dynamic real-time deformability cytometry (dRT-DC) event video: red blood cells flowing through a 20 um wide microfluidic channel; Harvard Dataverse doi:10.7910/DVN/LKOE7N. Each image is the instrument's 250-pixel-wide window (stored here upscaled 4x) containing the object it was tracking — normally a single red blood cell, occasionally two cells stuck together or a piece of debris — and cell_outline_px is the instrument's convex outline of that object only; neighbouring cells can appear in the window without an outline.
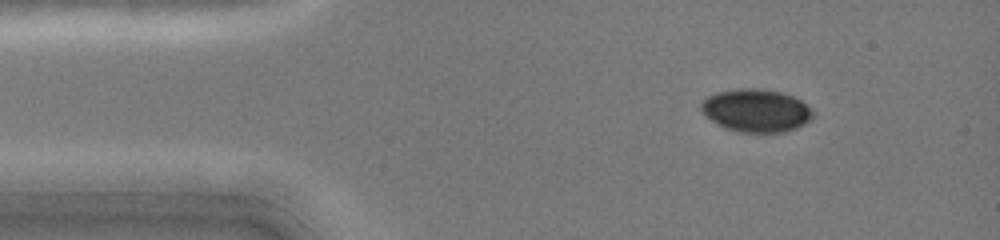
{"species": "common noctule bat (a hibernating species)", "species_latin": "Nyctalus noctula", "temperature_condition": "cold", "stored_images_in_passage": 46, "camera_frame_rate_fps": 3000, "um_per_image_px": 0.085, "animal": {"sex": "female", "body_mass_g": 19.0, "forearm_length_mm": 51.5}, "frame": {"image": 1, "passage_image": 6, "time_ms": 1.667, "image_size_px": [1000, 240], "cell_outline_px": [[812, 120], [796, 128], [784, 132], [736, 132], [724, 128], [712, 120], [700, 108], [700, 104], [708, 96], [716, 92], [740, 88], [760, 88], [780, 92], [792, 96], [800, 100], [812, 112]], "centroid_in_image_um": [64.26, 9.39], "position_along_channel_um": 20.7, "area_um2": 27.74}}
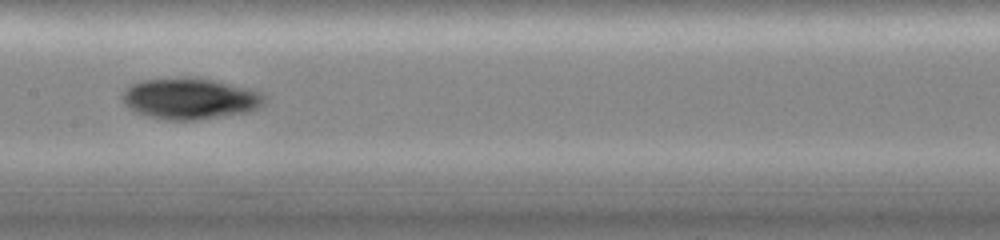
{"frame": {"image": 2, "passage_image": 23, "time_ms": 7.333, "image_size_px": [1000, 240], "cell_outline_px": [[264, 100], [256, 108], [248, 112], [196, 120], [164, 120], [148, 116], [136, 112], [124, 100], [124, 92], [132, 84], [140, 80], [184, 76], [188, 76], [212, 80], [248, 88], [264, 92]], "centroid_in_image_um": [16.17, 8.37], "position_along_channel_um": 191.2, "area_um2": 33.81}}
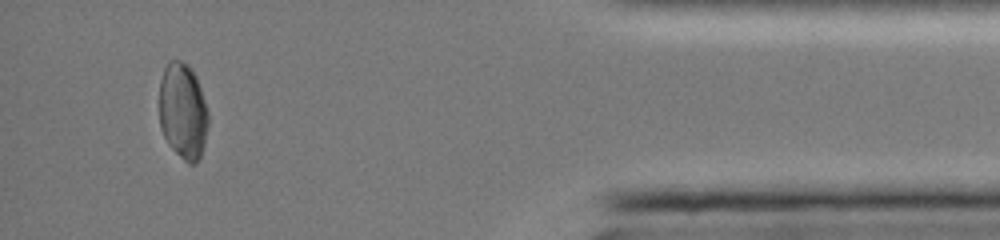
{"frame": {"image": 3, "passage_image": 43, "time_ms": 14.0, "image_size_px": [1000, 240], "cell_outline_px": [[208, 124], [204, 144], [200, 156], [196, 164], [188, 164], [168, 144], [160, 128], [160, 80], [164, 68], [168, 60], [180, 60], [196, 76], [208, 112]], "centroid_in_image_um": [15.54, 9.47], "position_along_channel_um": 419.7, "area_um2": 27.22}}